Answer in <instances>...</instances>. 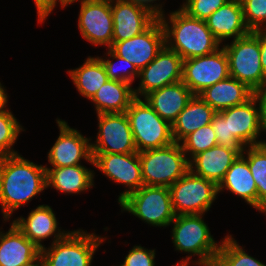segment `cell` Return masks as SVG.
<instances>
[{
	"instance_id": "d6a6232c",
	"label": "cell",
	"mask_w": 266,
	"mask_h": 266,
	"mask_svg": "<svg viewBox=\"0 0 266 266\" xmlns=\"http://www.w3.org/2000/svg\"><path fill=\"white\" fill-rule=\"evenodd\" d=\"M180 144L188 161H190L197 154L218 145V142L213 127L209 124L190 133Z\"/></svg>"
},
{
	"instance_id": "5b68a950",
	"label": "cell",
	"mask_w": 266,
	"mask_h": 266,
	"mask_svg": "<svg viewBox=\"0 0 266 266\" xmlns=\"http://www.w3.org/2000/svg\"><path fill=\"white\" fill-rule=\"evenodd\" d=\"M105 239L82 229L69 231L40 250L43 266H91L93 255Z\"/></svg>"
},
{
	"instance_id": "8992f818",
	"label": "cell",
	"mask_w": 266,
	"mask_h": 266,
	"mask_svg": "<svg viewBox=\"0 0 266 266\" xmlns=\"http://www.w3.org/2000/svg\"><path fill=\"white\" fill-rule=\"evenodd\" d=\"M137 152L162 148L174 143L172 125L163 120L142 98H135L125 112Z\"/></svg>"
},
{
	"instance_id": "ba28073f",
	"label": "cell",
	"mask_w": 266,
	"mask_h": 266,
	"mask_svg": "<svg viewBox=\"0 0 266 266\" xmlns=\"http://www.w3.org/2000/svg\"><path fill=\"white\" fill-rule=\"evenodd\" d=\"M119 205L122 212L127 211L154 227H167L175 218L168 187L143 185Z\"/></svg>"
},
{
	"instance_id": "83f0119b",
	"label": "cell",
	"mask_w": 266,
	"mask_h": 266,
	"mask_svg": "<svg viewBox=\"0 0 266 266\" xmlns=\"http://www.w3.org/2000/svg\"><path fill=\"white\" fill-rule=\"evenodd\" d=\"M135 99L130 83L108 80L91 99L97 115L102 113H124Z\"/></svg>"
},
{
	"instance_id": "ee69618b",
	"label": "cell",
	"mask_w": 266,
	"mask_h": 266,
	"mask_svg": "<svg viewBox=\"0 0 266 266\" xmlns=\"http://www.w3.org/2000/svg\"><path fill=\"white\" fill-rule=\"evenodd\" d=\"M24 266H43L41 256H39L35 261L31 262L30 264Z\"/></svg>"
},
{
	"instance_id": "7a4b0ae2",
	"label": "cell",
	"mask_w": 266,
	"mask_h": 266,
	"mask_svg": "<svg viewBox=\"0 0 266 266\" xmlns=\"http://www.w3.org/2000/svg\"><path fill=\"white\" fill-rule=\"evenodd\" d=\"M158 18L164 28L165 45L183 60L211 54L223 45L213 36L204 20L190 17L180 8L171 12L168 20L164 13Z\"/></svg>"
},
{
	"instance_id": "b9f144b4",
	"label": "cell",
	"mask_w": 266,
	"mask_h": 266,
	"mask_svg": "<svg viewBox=\"0 0 266 266\" xmlns=\"http://www.w3.org/2000/svg\"><path fill=\"white\" fill-rule=\"evenodd\" d=\"M131 1H135V2H138L139 4H142L148 8H150L152 11H154L158 16L162 13H165L164 12V9L163 6H162V3L160 5V3H156L153 5V3L155 1H159V0H131Z\"/></svg>"
},
{
	"instance_id": "52a82bcc",
	"label": "cell",
	"mask_w": 266,
	"mask_h": 266,
	"mask_svg": "<svg viewBox=\"0 0 266 266\" xmlns=\"http://www.w3.org/2000/svg\"><path fill=\"white\" fill-rule=\"evenodd\" d=\"M228 58L229 75L255 91L266 83L260 60L259 30L223 45Z\"/></svg>"
},
{
	"instance_id": "ab89813d",
	"label": "cell",
	"mask_w": 266,
	"mask_h": 266,
	"mask_svg": "<svg viewBox=\"0 0 266 266\" xmlns=\"http://www.w3.org/2000/svg\"><path fill=\"white\" fill-rule=\"evenodd\" d=\"M260 107V120L264 129L266 128V83L254 91Z\"/></svg>"
},
{
	"instance_id": "603a6c76",
	"label": "cell",
	"mask_w": 266,
	"mask_h": 266,
	"mask_svg": "<svg viewBox=\"0 0 266 266\" xmlns=\"http://www.w3.org/2000/svg\"><path fill=\"white\" fill-rule=\"evenodd\" d=\"M40 250L11 222L7 232L0 230V266H24L40 256Z\"/></svg>"
},
{
	"instance_id": "ac0fdd59",
	"label": "cell",
	"mask_w": 266,
	"mask_h": 266,
	"mask_svg": "<svg viewBox=\"0 0 266 266\" xmlns=\"http://www.w3.org/2000/svg\"><path fill=\"white\" fill-rule=\"evenodd\" d=\"M219 113L228 120L229 137H236L245 147L259 145L264 130L260 120V107L253 96L246 103L227 108Z\"/></svg>"
},
{
	"instance_id": "9a60e30c",
	"label": "cell",
	"mask_w": 266,
	"mask_h": 266,
	"mask_svg": "<svg viewBox=\"0 0 266 266\" xmlns=\"http://www.w3.org/2000/svg\"><path fill=\"white\" fill-rule=\"evenodd\" d=\"M59 136L48 152V162L51 167H67L81 165L85 160L94 165L91 151V138L82 135L71 128L65 120L56 119Z\"/></svg>"
},
{
	"instance_id": "8d00e7d4",
	"label": "cell",
	"mask_w": 266,
	"mask_h": 266,
	"mask_svg": "<svg viewBox=\"0 0 266 266\" xmlns=\"http://www.w3.org/2000/svg\"><path fill=\"white\" fill-rule=\"evenodd\" d=\"M211 125L219 146L236 148L242 153L245 146L236 137H229L228 120H225L219 112L214 114Z\"/></svg>"
},
{
	"instance_id": "277c9868",
	"label": "cell",
	"mask_w": 266,
	"mask_h": 266,
	"mask_svg": "<svg viewBox=\"0 0 266 266\" xmlns=\"http://www.w3.org/2000/svg\"><path fill=\"white\" fill-rule=\"evenodd\" d=\"M144 185L170 187L189 171V161L180 143L139 152Z\"/></svg>"
},
{
	"instance_id": "60d3db41",
	"label": "cell",
	"mask_w": 266,
	"mask_h": 266,
	"mask_svg": "<svg viewBox=\"0 0 266 266\" xmlns=\"http://www.w3.org/2000/svg\"><path fill=\"white\" fill-rule=\"evenodd\" d=\"M260 60L266 76V29H259Z\"/></svg>"
},
{
	"instance_id": "44dd1931",
	"label": "cell",
	"mask_w": 266,
	"mask_h": 266,
	"mask_svg": "<svg viewBox=\"0 0 266 266\" xmlns=\"http://www.w3.org/2000/svg\"><path fill=\"white\" fill-rule=\"evenodd\" d=\"M240 154L236 148L216 145L194 156L189 161V170L218 186Z\"/></svg>"
},
{
	"instance_id": "74e56055",
	"label": "cell",
	"mask_w": 266,
	"mask_h": 266,
	"mask_svg": "<svg viewBox=\"0 0 266 266\" xmlns=\"http://www.w3.org/2000/svg\"><path fill=\"white\" fill-rule=\"evenodd\" d=\"M155 254V249L148 250L141 245H135L119 266H155Z\"/></svg>"
},
{
	"instance_id": "484cf974",
	"label": "cell",
	"mask_w": 266,
	"mask_h": 266,
	"mask_svg": "<svg viewBox=\"0 0 266 266\" xmlns=\"http://www.w3.org/2000/svg\"><path fill=\"white\" fill-rule=\"evenodd\" d=\"M225 189L239 196L251 207L258 210L256 183L250 172L247 160L241 154L233 162L219 183L218 193Z\"/></svg>"
},
{
	"instance_id": "ffe728a7",
	"label": "cell",
	"mask_w": 266,
	"mask_h": 266,
	"mask_svg": "<svg viewBox=\"0 0 266 266\" xmlns=\"http://www.w3.org/2000/svg\"><path fill=\"white\" fill-rule=\"evenodd\" d=\"M205 22L220 44L226 39L233 38L235 40L251 32L245 23L240 0H228Z\"/></svg>"
},
{
	"instance_id": "e0dca14e",
	"label": "cell",
	"mask_w": 266,
	"mask_h": 266,
	"mask_svg": "<svg viewBox=\"0 0 266 266\" xmlns=\"http://www.w3.org/2000/svg\"><path fill=\"white\" fill-rule=\"evenodd\" d=\"M112 42L130 39L147 30L158 15L150 8L131 0H111Z\"/></svg>"
},
{
	"instance_id": "f546056e",
	"label": "cell",
	"mask_w": 266,
	"mask_h": 266,
	"mask_svg": "<svg viewBox=\"0 0 266 266\" xmlns=\"http://www.w3.org/2000/svg\"><path fill=\"white\" fill-rule=\"evenodd\" d=\"M241 155L247 160L250 172L255 180L258 211L263 213L266 209V150L260 145H252L245 147Z\"/></svg>"
},
{
	"instance_id": "f35d334b",
	"label": "cell",
	"mask_w": 266,
	"mask_h": 266,
	"mask_svg": "<svg viewBox=\"0 0 266 266\" xmlns=\"http://www.w3.org/2000/svg\"><path fill=\"white\" fill-rule=\"evenodd\" d=\"M60 3V7L65 8L67 6L68 0H34L38 23H43L47 17L54 10L58 2Z\"/></svg>"
},
{
	"instance_id": "836d02e7",
	"label": "cell",
	"mask_w": 266,
	"mask_h": 266,
	"mask_svg": "<svg viewBox=\"0 0 266 266\" xmlns=\"http://www.w3.org/2000/svg\"><path fill=\"white\" fill-rule=\"evenodd\" d=\"M106 55L108 56V59H106L107 57H104L105 59L103 57L99 58L105 66L109 80L127 82L132 85L135 78H138L139 76V70L136 66L130 63L127 59L116 55L111 49H108ZM109 57H112L113 60L109 59ZM115 59L120 65L122 63L121 67L115 65L117 63L114 62Z\"/></svg>"
},
{
	"instance_id": "d6986e66",
	"label": "cell",
	"mask_w": 266,
	"mask_h": 266,
	"mask_svg": "<svg viewBox=\"0 0 266 266\" xmlns=\"http://www.w3.org/2000/svg\"><path fill=\"white\" fill-rule=\"evenodd\" d=\"M17 228L39 249L45 247L44 239L54 237L52 243L63 238L69 231L58 228V221L51 206L38 205L29 212L27 218L20 216L12 221Z\"/></svg>"
},
{
	"instance_id": "7c38bea8",
	"label": "cell",
	"mask_w": 266,
	"mask_h": 266,
	"mask_svg": "<svg viewBox=\"0 0 266 266\" xmlns=\"http://www.w3.org/2000/svg\"><path fill=\"white\" fill-rule=\"evenodd\" d=\"M98 133L91 143L92 153L127 154L137 152L126 113L98 114Z\"/></svg>"
},
{
	"instance_id": "7402d4cb",
	"label": "cell",
	"mask_w": 266,
	"mask_h": 266,
	"mask_svg": "<svg viewBox=\"0 0 266 266\" xmlns=\"http://www.w3.org/2000/svg\"><path fill=\"white\" fill-rule=\"evenodd\" d=\"M193 96L190 89L179 81L151 91L142 98L163 120L172 125Z\"/></svg>"
},
{
	"instance_id": "d590c367",
	"label": "cell",
	"mask_w": 266,
	"mask_h": 266,
	"mask_svg": "<svg viewBox=\"0 0 266 266\" xmlns=\"http://www.w3.org/2000/svg\"><path fill=\"white\" fill-rule=\"evenodd\" d=\"M227 1L228 0H185L182 6H180V9L192 18L205 21Z\"/></svg>"
},
{
	"instance_id": "4fadbf2b",
	"label": "cell",
	"mask_w": 266,
	"mask_h": 266,
	"mask_svg": "<svg viewBox=\"0 0 266 266\" xmlns=\"http://www.w3.org/2000/svg\"><path fill=\"white\" fill-rule=\"evenodd\" d=\"M93 162L107 178L127 187L120 193L118 203L143 185L139 152L127 154L92 153Z\"/></svg>"
},
{
	"instance_id": "e575fe53",
	"label": "cell",
	"mask_w": 266,
	"mask_h": 266,
	"mask_svg": "<svg viewBox=\"0 0 266 266\" xmlns=\"http://www.w3.org/2000/svg\"><path fill=\"white\" fill-rule=\"evenodd\" d=\"M250 31L266 29V0H240Z\"/></svg>"
},
{
	"instance_id": "2e32d148",
	"label": "cell",
	"mask_w": 266,
	"mask_h": 266,
	"mask_svg": "<svg viewBox=\"0 0 266 266\" xmlns=\"http://www.w3.org/2000/svg\"><path fill=\"white\" fill-rule=\"evenodd\" d=\"M165 45V32L159 18L143 33L130 39L112 42L116 55L127 59L140 71L155 59Z\"/></svg>"
},
{
	"instance_id": "cb8c5ba5",
	"label": "cell",
	"mask_w": 266,
	"mask_h": 266,
	"mask_svg": "<svg viewBox=\"0 0 266 266\" xmlns=\"http://www.w3.org/2000/svg\"><path fill=\"white\" fill-rule=\"evenodd\" d=\"M199 96L216 112L246 103L254 91L233 77H228L207 87Z\"/></svg>"
},
{
	"instance_id": "f6af8a7d",
	"label": "cell",
	"mask_w": 266,
	"mask_h": 266,
	"mask_svg": "<svg viewBox=\"0 0 266 266\" xmlns=\"http://www.w3.org/2000/svg\"><path fill=\"white\" fill-rule=\"evenodd\" d=\"M263 132H266V128L263 130ZM259 145L266 150V140L261 139Z\"/></svg>"
},
{
	"instance_id": "8fae6325",
	"label": "cell",
	"mask_w": 266,
	"mask_h": 266,
	"mask_svg": "<svg viewBox=\"0 0 266 266\" xmlns=\"http://www.w3.org/2000/svg\"><path fill=\"white\" fill-rule=\"evenodd\" d=\"M79 2L68 0L67 5ZM78 29L82 38L95 46L104 45L110 49L113 37L111 0H81Z\"/></svg>"
},
{
	"instance_id": "d4e9b609",
	"label": "cell",
	"mask_w": 266,
	"mask_h": 266,
	"mask_svg": "<svg viewBox=\"0 0 266 266\" xmlns=\"http://www.w3.org/2000/svg\"><path fill=\"white\" fill-rule=\"evenodd\" d=\"M45 167L47 188L53 187L65 194H79L94 186V170L83 165Z\"/></svg>"
},
{
	"instance_id": "3957f363",
	"label": "cell",
	"mask_w": 266,
	"mask_h": 266,
	"mask_svg": "<svg viewBox=\"0 0 266 266\" xmlns=\"http://www.w3.org/2000/svg\"><path fill=\"white\" fill-rule=\"evenodd\" d=\"M203 216L204 214L175 215L170 223L173 224L171 236L174 249L189 255L177 264L214 266L220 242L214 240ZM192 256H198L199 259L193 261Z\"/></svg>"
},
{
	"instance_id": "30bf717a",
	"label": "cell",
	"mask_w": 266,
	"mask_h": 266,
	"mask_svg": "<svg viewBox=\"0 0 266 266\" xmlns=\"http://www.w3.org/2000/svg\"><path fill=\"white\" fill-rule=\"evenodd\" d=\"M229 76L228 58L223 46L211 54L183 60L182 82L194 95Z\"/></svg>"
},
{
	"instance_id": "4dcf8cb0",
	"label": "cell",
	"mask_w": 266,
	"mask_h": 266,
	"mask_svg": "<svg viewBox=\"0 0 266 266\" xmlns=\"http://www.w3.org/2000/svg\"><path fill=\"white\" fill-rule=\"evenodd\" d=\"M214 266H266L261 261L248 255L232 235L228 234L220 241Z\"/></svg>"
},
{
	"instance_id": "9c48e42d",
	"label": "cell",
	"mask_w": 266,
	"mask_h": 266,
	"mask_svg": "<svg viewBox=\"0 0 266 266\" xmlns=\"http://www.w3.org/2000/svg\"><path fill=\"white\" fill-rule=\"evenodd\" d=\"M175 215L204 214L217 199L218 186L190 170L170 187Z\"/></svg>"
},
{
	"instance_id": "1f68e13d",
	"label": "cell",
	"mask_w": 266,
	"mask_h": 266,
	"mask_svg": "<svg viewBox=\"0 0 266 266\" xmlns=\"http://www.w3.org/2000/svg\"><path fill=\"white\" fill-rule=\"evenodd\" d=\"M21 131H25L9 109L0 111V157L18 154L13 149Z\"/></svg>"
},
{
	"instance_id": "6da1fadb",
	"label": "cell",
	"mask_w": 266,
	"mask_h": 266,
	"mask_svg": "<svg viewBox=\"0 0 266 266\" xmlns=\"http://www.w3.org/2000/svg\"><path fill=\"white\" fill-rule=\"evenodd\" d=\"M47 188L46 167L22 155L0 157V208L6 222L13 212Z\"/></svg>"
},
{
	"instance_id": "7bdbcfd3",
	"label": "cell",
	"mask_w": 266,
	"mask_h": 266,
	"mask_svg": "<svg viewBox=\"0 0 266 266\" xmlns=\"http://www.w3.org/2000/svg\"><path fill=\"white\" fill-rule=\"evenodd\" d=\"M7 103H8V94L6 92L5 87L0 82V111L8 109L6 108Z\"/></svg>"
},
{
	"instance_id": "bcb514c9",
	"label": "cell",
	"mask_w": 266,
	"mask_h": 266,
	"mask_svg": "<svg viewBox=\"0 0 266 266\" xmlns=\"http://www.w3.org/2000/svg\"><path fill=\"white\" fill-rule=\"evenodd\" d=\"M173 266H189V264H175V265H173Z\"/></svg>"
},
{
	"instance_id": "4316f807",
	"label": "cell",
	"mask_w": 266,
	"mask_h": 266,
	"mask_svg": "<svg viewBox=\"0 0 266 266\" xmlns=\"http://www.w3.org/2000/svg\"><path fill=\"white\" fill-rule=\"evenodd\" d=\"M215 113L199 95H194L172 124L174 141L180 143L190 133L211 124Z\"/></svg>"
},
{
	"instance_id": "f1b7e54d",
	"label": "cell",
	"mask_w": 266,
	"mask_h": 266,
	"mask_svg": "<svg viewBox=\"0 0 266 266\" xmlns=\"http://www.w3.org/2000/svg\"><path fill=\"white\" fill-rule=\"evenodd\" d=\"M67 72L80 95L88 100L109 80L99 56H89L83 65Z\"/></svg>"
},
{
	"instance_id": "5bb4252c",
	"label": "cell",
	"mask_w": 266,
	"mask_h": 266,
	"mask_svg": "<svg viewBox=\"0 0 266 266\" xmlns=\"http://www.w3.org/2000/svg\"><path fill=\"white\" fill-rule=\"evenodd\" d=\"M183 59L166 45L155 59L139 71L140 82L134 88L135 98H142L151 91L182 81Z\"/></svg>"
}]
</instances>
